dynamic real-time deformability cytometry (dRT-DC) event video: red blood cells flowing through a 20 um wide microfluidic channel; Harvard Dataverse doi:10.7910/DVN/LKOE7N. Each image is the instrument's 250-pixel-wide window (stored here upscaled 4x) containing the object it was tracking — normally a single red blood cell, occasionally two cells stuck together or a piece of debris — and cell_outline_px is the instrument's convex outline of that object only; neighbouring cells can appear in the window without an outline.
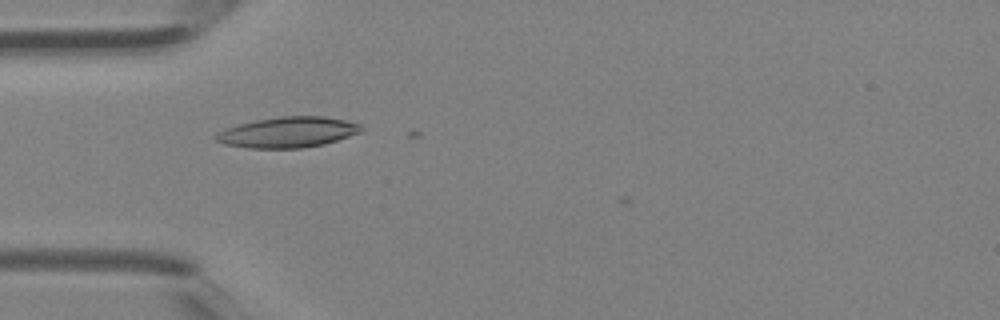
{"species": "Egyptian fruit bat (a non-hibernating species)", "species_latin": "Rousettus aegyptiacus", "temperature_condition": "room temperature", "stored_images_in_passage": 10, "camera_frame_rate_fps": 3000, "um_per_image_px": 0.085, "animal": {"sex": "female"}, "frame": {"image": 1, "passage_image": 7, "time_ms": 2.0, "image_size_px": [1000, 320], "cell_outline_px": [[364, 128], [360, 132], [324, 144], [304, 148], [248, 148], [224, 144], [216, 140], [212, 136], [216, 132], [224, 128], [236, 124], [256, 120], [280, 116], [324, 116], [344, 120], [360, 124]], "centroid_in_image_um": [24.41, 11.24], "position_along_channel_um": 60.6, "area_um2": 26.07}}
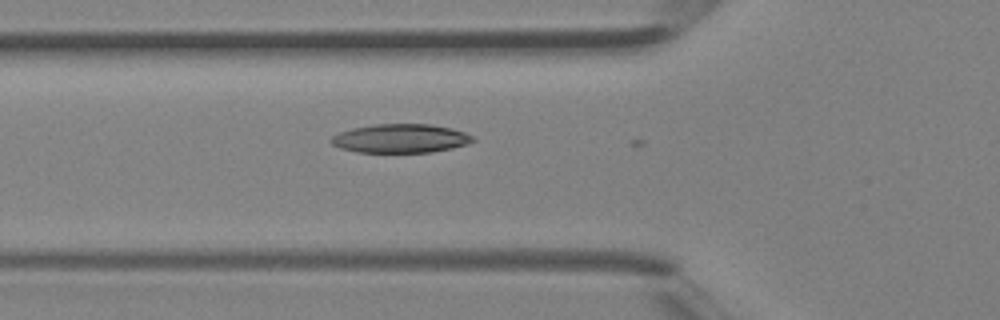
{"frame": {"image": 2, "passage_image": 9, "time_ms": 2.667, "image_size_px": [1000, 320], "cell_outline_px": [[476, 140], [468, 144], [452, 148], [432, 152], [356, 152], [340, 148], [332, 144], [328, 140], [332, 136], [340, 132], [352, 128], [376, 124], [432, 124], [452, 128], [464, 132], [472, 136]], "centroid_in_image_um": [34.05, 11.76], "position_along_channel_um": 91.8, "area_um2": 23.87}}